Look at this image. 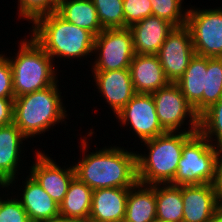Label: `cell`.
Listing matches in <instances>:
<instances>
[{
    "label": "cell",
    "instance_id": "cell-5",
    "mask_svg": "<svg viewBox=\"0 0 222 222\" xmlns=\"http://www.w3.org/2000/svg\"><path fill=\"white\" fill-rule=\"evenodd\" d=\"M23 38L18 42L19 50L15 56L8 57L15 98L53 85L59 75L53 59L44 49L29 35L25 34Z\"/></svg>",
    "mask_w": 222,
    "mask_h": 222
},
{
    "label": "cell",
    "instance_id": "cell-30",
    "mask_svg": "<svg viewBox=\"0 0 222 222\" xmlns=\"http://www.w3.org/2000/svg\"><path fill=\"white\" fill-rule=\"evenodd\" d=\"M3 193L0 199V222H31L20 200L14 194Z\"/></svg>",
    "mask_w": 222,
    "mask_h": 222
},
{
    "label": "cell",
    "instance_id": "cell-2",
    "mask_svg": "<svg viewBox=\"0 0 222 222\" xmlns=\"http://www.w3.org/2000/svg\"><path fill=\"white\" fill-rule=\"evenodd\" d=\"M29 30V35L54 60V64L58 58L73 62L72 59L86 60L93 54L95 36L67 22L56 12L38 17Z\"/></svg>",
    "mask_w": 222,
    "mask_h": 222
},
{
    "label": "cell",
    "instance_id": "cell-32",
    "mask_svg": "<svg viewBox=\"0 0 222 222\" xmlns=\"http://www.w3.org/2000/svg\"><path fill=\"white\" fill-rule=\"evenodd\" d=\"M0 98H15L13 74L7 54L0 52Z\"/></svg>",
    "mask_w": 222,
    "mask_h": 222
},
{
    "label": "cell",
    "instance_id": "cell-24",
    "mask_svg": "<svg viewBox=\"0 0 222 222\" xmlns=\"http://www.w3.org/2000/svg\"><path fill=\"white\" fill-rule=\"evenodd\" d=\"M156 218L164 222H182L181 185L155 184Z\"/></svg>",
    "mask_w": 222,
    "mask_h": 222
},
{
    "label": "cell",
    "instance_id": "cell-29",
    "mask_svg": "<svg viewBox=\"0 0 222 222\" xmlns=\"http://www.w3.org/2000/svg\"><path fill=\"white\" fill-rule=\"evenodd\" d=\"M60 0H17L18 18L33 23L38 17L56 12Z\"/></svg>",
    "mask_w": 222,
    "mask_h": 222
},
{
    "label": "cell",
    "instance_id": "cell-27",
    "mask_svg": "<svg viewBox=\"0 0 222 222\" xmlns=\"http://www.w3.org/2000/svg\"><path fill=\"white\" fill-rule=\"evenodd\" d=\"M103 29L124 28L123 0H92Z\"/></svg>",
    "mask_w": 222,
    "mask_h": 222
},
{
    "label": "cell",
    "instance_id": "cell-19",
    "mask_svg": "<svg viewBox=\"0 0 222 222\" xmlns=\"http://www.w3.org/2000/svg\"><path fill=\"white\" fill-rule=\"evenodd\" d=\"M129 188L97 189L92 193L89 220L124 222Z\"/></svg>",
    "mask_w": 222,
    "mask_h": 222
},
{
    "label": "cell",
    "instance_id": "cell-11",
    "mask_svg": "<svg viewBox=\"0 0 222 222\" xmlns=\"http://www.w3.org/2000/svg\"><path fill=\"white\" fill-rule=\"evenodd\" d=\"M35 159L31 166L29 173L35 181L42 187V189L58 204L63 201L71 181L76 177L75 168L72 166H63L56 163L49 154L45 153L43 149L36 150ZM43 151V152H42Z\"/></svg>",
    "mask_w": 222,
    "mask_h": 222
},
{
    "label": "cell",
    "instance_id": "cell-7",
    "mask_svg": "<svg viewBox=\"0 0 222 222\" xmlns=\"http://www.w3.org/2000/svg\"><path fill=\"white\" fill-rule=\"evenodd\" d=\"M152 96L159 122L167 132H198L199 115L175 83L153 92Z\"/></svg>",
    "mask_w": 222,
    "mask_h": 222
},
{
    "label": "cell",
    "instance_id": "cell-33",
    "mask_svg": "<svg viewBox=\"0 0 222 222\" xmlns=\"http://www.w3.org/2000/svg\"><path fill=\"white\" fill-rule=\"evenodd\" d=\"M214 189V194L218 208L222 210V151H220L216 165H215V175L212 182Z\"/></svg>",
    "mask_w": 222,
    "mask_h": 222
},
{
    "label": "cell",
    "instance_id": "cell-34",
    "mask_svg": "<svg viewBox=\"0 0 222 222\" xmlns=\"http://www.w3.org/2000/svg\"><path fill=\"white\" fill-rule=\"evenodd\" d=\"M15 98H0V126L13 123Z\"/></svg>",
    "mask_w": 222,
    "mask_h": 222
},
{
    "label": "cell",
    "instance_id": "cell-4",
    "mask_svg": "<svg viewBox=\"0 0 222 222\" xmlns=\"http://www.w3.org/2000/svg\"><path fill=\"white\" fill-rule=\"evenodd\" d=\"M194 134L165 132L140 142L147 152L143 154L141 151H135L138 182L146 185L169 184L175 177L183 145Z\"/></svg>",
    "mask_w": 222,
    "mask_h": 222
},
{
    "label": "cell",
    "instance_id": "cell-12",
    "mask_svg": "<svg viewBox=\"0 0 222 222\" xmlns=\"http://www.w3.org/2000/svg\"><path fill=\"white\" fill-rule=\"evenodd\" d=\"M189 28L175 27L159 48L157 57L170 83H176L195 55Z\"/></svg>",
    "mask_w": 222,
    "mask_h": 222
},
{
    "label": "cell",
    "instance_id": "cell-6",
    "mask_svg": "<svg viewBox=\"0 0 222 222\" xmlns=\"http://www.w3.org/2000/svg\"><path fill=\"white\" fill-rule=\"evenodd\" d=\"M220 148L212 145L202 134L195 133L182 148L172 185L212 184Z\"/></svg>",
    "mask_w": 222,
    "mask_h": 222
},
{
    "label": "cell",
    "instance_id": "cell-20",
    "mask_svg": "<svg viewBox=\"0 0 222 222\" xmlns=\"http://www.w3.org/2000/svg\"><path fill=\"white\" fill-rule=\"evenodd\" d=\"M207 57L194 55L182 77L175 83L194 111L202 113V95L205 89Z\"/></svg>",
    "mask_w": 222,
    "mask_h": 222
},
{
    "label": "cell",
    "instance_id": "cell-36",
    "mask_svg": "<svg viewBox=\"0 0 222 222\" xmlns=\"http://www.w3.org/2000/svg\"><path fill=\"white\" fill-rule=\"evenodd\" d=\"M211 222H222V210L212 218Z\"/></svg>",
    "mask_w": 222,
    "mask_h": 222
},
{
    "label": "cell",
    "instance_id": "cell-35",
    "mask_svg": "<svg viewBox=\"0 0 222 222\" xmlns=\"http://www.w3.org/2000/svg\"><path fill=\"white\" fill-rule=\"evenodd\" d=\"M45 222H87V220L81 218L66 217L59 214L56 217Z\"/></svg>",
    "mask_w": 222,
    "mask_h": 222
},
{
    "label": "cell",
    "instance_id": "cell-3",
    "mask_svg": "<svg viewBox=\"0 0 222 222\" xmlns=\"http://www.w3.org/2000/svg\"><path fill=\"white\" fill-rule=\"evenodd\" d=\"M58 82L14 99L13 123L27 139L41 137L59 123L62 126L64 122L67 126L69 113L64 106Z\"/></svg>",
    "mask_w": 222,
    "mask_h": 222
},
{
    "label": "cell",
    "instance_id": "cell-22",
    "mask_svg": "<svg viewBox=\"0 0 222 222\" xmlns=\"http://www.w3.org/2000/svg\"><path fill=\"white\" fill-rule=\"evenodd\" d=\"M56 13L67 22L90 31L95 37L104 30L92 0H60Z\"/></svg>",
    "mask_w": 222,
    "mask_h": 222
},
{
    "label": "cell",
    "instance_id": "cell-16",
    "mask_svg": "<svg viewBox=\"0 0 222 222\" xmlns=\"http://www.w3.org/2000/svg\"><path fill=\"white\" fill-rule=\"evenodd\" d=\"M15 196L20 200L31 222H45L59 215V205L30 175H25ZM21 191V192H19ZM22 196V197H21Z\"/></svg>",
    "mask_w": 222,
    "mask_h": 222
},
{
    "label": "cell",
    "instance_id": "cell-10",
    "mask_svg": "<svg viewBox=\"0 0 222 222\" xmlns=\"http://www.w3.org/2000/svg\"><path fill=\"white\" fill-rule=\"evenodd\" d=\"M122 128L140 142L153 139L167 132L160 124L152 94L136 93L134 97L115 115ZM124 125V126H123Z\"/></svg>",
    "mask_w": 222,
    "mask_h": 222
},
{
    "label": "cell",
    "instance_id": "cell-9",
    "mask_svg": "<svg viewBox=\"0 0 222 222\" xmlns=\"http://www.w3.org/2000/svg\"><path fill=\"white\" fill-rule=\"evenodd\" d=\"M189 28L196 55L222 58V8L200 9L188 6Z\"/></svg>",
    "mask_w": 222,
    "mask_h": 222
},
{
    "label": "cell",
    "instance_id": "cell-17",
    "mask_svg": "<svg viewBox=\"0 0 222 222\" xmlns=\"http://www.w3.org/2000/svg\"><path fill=\"white\" fill-rule=\"evenodd\" d=\"M175 26L162 18L151 15L129 27L135 54L156 55L166 37Z\"/></svg>",
    "mask_w": 222,
    "mask_h": 222
},
{
    "label": "cell",
    "instance_id": "cell-13",
    "mask_svg": "<svg viewBox=\"0 0 222 222\" xmlns=\"http://www.w3.org/2000/svg\"><path fill=\"white\" fill-rule=\"evenodd\" d=\"M23 133L14 124H8L0 126V189H11V195L14 189L17 187L16 182L21 180L18 178L20 164L23 162L21 159L25 150L23 143L29 142ZM24 151V152H23ZM21 161V163H20ZM17 179V181H16ZM14 184V185H13ZM11 187V188H10Z\"/></svg>",
    "mask_w": 222,
    "mask_h": 222
},
{
    "label": "cell",
    "instance_id": "cell-31",
    "mask_svg": "<svg viewBox=\"0 0 222 222\" xmlns=\"http://www.w3.org/2000/svg\"><path fill=\"white\" fill-rule=\"evenodd\" d=\"M124 28L152 15L150 0H123Z\"/></svg>",
    "mask_w": 222,
    "mask_h": 222
},
{
    "label": "cell",
    "instance_id": "cell-14",
    "mask_svg": "<svg viewBox=\"0 0 222 222\" xmlns=\"http://www.w3.org/2000/svg\"><path fill=\"white\" fill-rule=\"evenodd\" d=\"M91 72L97 93L101 94L115 116L136 94L130 69Z\"/></svg>",
    "mask_w": 222,
    "mask_h": 222
},
{
    "label": "cell",
    "instance_id": "cell-15",
    "mask_svg": "<svg viewBox=\"0 0 222 222\" xmlns=\"http://www.w3.org/2000/svg\"><path fill=\"white\" fill-rule=\"evenodd\" d=\"M182 222H211L220 211L212 184L181 185Z\"/></svg>",
    "mask_w": 222,
    "mask_h": 222
},
{
    "label": "cell",
    "instance_id": "cell-8",
    "mask_svg": "<svg viewBox=\"0 0 222 222\" xmlns=\"http://www.w3.org/2000/svg\"><path fill=\"white\" fill-rule=\"evenodd\" d=\"M93 55L94 61L89 64L92 71L129 68L135 56L131 30L129 28L104 29L95 37Z\"/></svg>",
    "mask_w": 222,
    "mask_h": 222
},
{
    "label": "cell",
    "instance_id": "cell-21",
    "mask_svg": "<svg viewBox=\"0 0 222 222\" xmlns=\"http://www.w3.org/2000/svg\"><path fill=\"white\" fill-rule=\"evenodd\" d=\"M156 211L155 185L137 182L129 188L124 222H150Z\"/></svg>",
    "mask_w": 222,
    "mask_h": 222
},
{
    "label": "cell",
    "instance_id": "cell-25",
    "mask_svg": "<svg viewBox=\"0 0 222 222\" xmlns=\"http://www.w3.org/2000/svg\"><path fill=\"white\" fill-rule=\"evenodd\" d=\"M222 98V58H208L205 72V89L202 95V112Z\"/></svg>",
    "mask_w": 222,
    "mask_h": 222
},
{
    "label": "cell",
    "instance_id": "cell-23",
    "mask_svg": "<svg viewBox=\"0 0 222 222\" xmlns=\"http://www.w3.org/2000/svg\"><path fill=\"white\" fill-rule=\"evenodd\" d=\"M93 190L75 177L59 205V214L88 220L91 210Z\"/></svg>",
    "mask_w": 222,
    "mask_h": 222
},
{
    "label": "cell",
    "instance_id": "cell-1",
    "mask_svg": "<svg viewBox=\"0 0 222 222\" xmlns=\"http://www.w3.org/2000/svg\"><path fill=\"white\" fill-rule=\"evenodd\" d=\"M80 137L82 157L74 162L76 177L93 191L105 188H131L137 182L136 152L121 146H104L89 152L93 127ZM91 138V139H90ZM88 139V140H87ZM91 140V142H89ZM89 143V144H88ZM89 146V147H88ZM82 150V151H81ZM81 159V160H80Z\"/></svg>",
    "mask_w": 222,
    "mask_h": 222
},
{
    "label": "cell",
    "instance_id": "cell-26",
    "mask_svg": "<svg viewBox=\"0 0 222 222\" xmlns=\"http://www.w3.org/2000/svg\"><path fill=\"white\" fill-rule=\"evenodd\" d=\"M212 145L222 146V98L199 115V129Z\"/></svg>",
    "mask_w": 222,
    "mask_h": 222
},
{
    "label": "cell",
    "instance_id": "cell-18",
    "mask_svg": "<svg viewBox=\"0 0 222 222\" xmlns=\"http://www.w3.org/2000/svg\"><path fill=\"white\" fill-rule=\"evenodd\" d=\"M129 69L136 93L152 94L170 84L157 55L135 54Z\"/></svg>",
    "mask_w": 222,
    "mask_h": 222
},
{
    "label": "cell",
    "instance_id": "cell-37",
    "mask_svg": "<svg viewBox=\"0 0 222 222\" xmlns=\"http://www.w3.org/2000/svg\"><path fill=\"white\" fill-rule=\"evenodd\" d=\"M150 222H164V221L155 218L154 220H152V221H150Z\"/></svg>",
    "mask_w": 222,
    "mask_h": 222
},
{
    "label": "cell",
    "instance_id": "cell-28",
    "mask_svg": "<svg viewBox=\"0 0 222 222\" xmlns=\"http://www.w3.org/2000/svg\"><path fill=\"white\" fill-rule=\"evenodd\" d=\"M152 15L172 23L175 27L186 25L188 7L183 5L184 0H150Z\"/></svg>",
    "mask_w": 222,
    "mask_h": 222
}]
</instances>
